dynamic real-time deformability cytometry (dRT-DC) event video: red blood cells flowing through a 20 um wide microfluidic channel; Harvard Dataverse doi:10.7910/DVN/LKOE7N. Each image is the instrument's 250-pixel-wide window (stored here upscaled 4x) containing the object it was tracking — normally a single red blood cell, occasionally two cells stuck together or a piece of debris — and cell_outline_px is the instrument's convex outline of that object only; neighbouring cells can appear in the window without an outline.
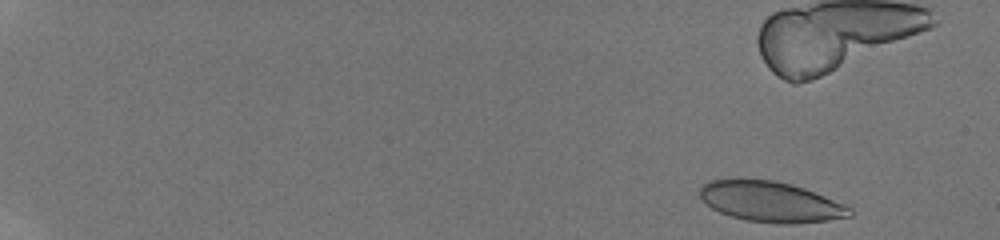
{"species": "human", "species_latin": "Homo sapiens", "temperature_condition": "room temperature", "stored_images_in_passage": 16, "camera_frame_rate_fps": 3000, "um_per_image_px": 0.085, "donor": {"sex": "male"}, "frame": {"image": 1, "passage_image": 1, "time_ms": 0.0, "image_size_px": [1000, 240], "cell_outline_px": [[852, 216], [828, 220], [792, 224], [780, 224], [748, 220], [732, 216], [720, 212], [712, 208], [700, 196], [700, 184], [708, 180], [732, 176], [776, 180], [792, 184], [804, 188], [844, 204], [852, 208]], "centroid_in_image_um": [65.45, 17.1], "position_along_channel_um": 19.6, "area_um2": 36.01}}